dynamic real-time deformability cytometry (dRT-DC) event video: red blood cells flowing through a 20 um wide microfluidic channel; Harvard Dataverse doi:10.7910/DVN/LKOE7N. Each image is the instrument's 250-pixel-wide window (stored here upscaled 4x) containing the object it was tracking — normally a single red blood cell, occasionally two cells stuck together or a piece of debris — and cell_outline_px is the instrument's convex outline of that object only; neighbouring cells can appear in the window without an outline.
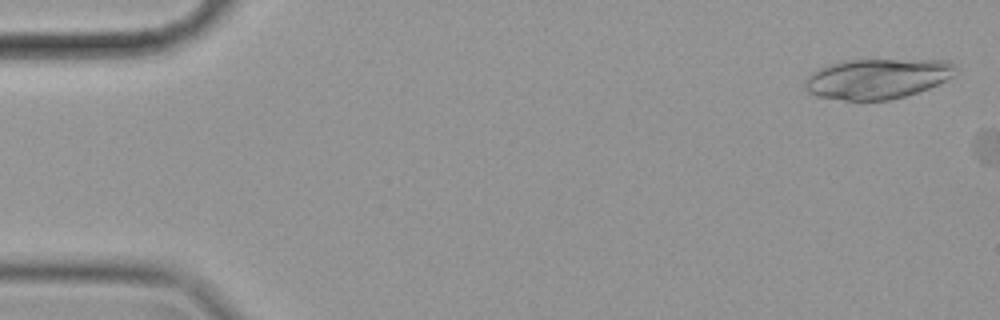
{"species": "common noctule bat (a hibernating species)", "species_latin": "Nyctalus noctula", "temperature_condition": "cold", "stored_images_in_passage": 4, "camera_frame_rate_fps": 3000, "um_per_image_px": 0.085, "animal": {"sex": "female", "body_mass_g": 19.9}, "frame": {"image": 1, "passage_image": 2, "time_ms": 0.333, "image_size_px": [1000, 320], "cell_outline_px": [[960, 72], [940, 84], [904, 96], [888, 100], [844, 100], [816, 96], [808, 92], [804, 88], [804, 80], [812, 72], [828, 64], [840, 60], [952, 60], [960, 68]], "centroid_in_image_um": [74.62, 6.67], "position_along_channel_um": 10.4, "area_um2": 35.78}}